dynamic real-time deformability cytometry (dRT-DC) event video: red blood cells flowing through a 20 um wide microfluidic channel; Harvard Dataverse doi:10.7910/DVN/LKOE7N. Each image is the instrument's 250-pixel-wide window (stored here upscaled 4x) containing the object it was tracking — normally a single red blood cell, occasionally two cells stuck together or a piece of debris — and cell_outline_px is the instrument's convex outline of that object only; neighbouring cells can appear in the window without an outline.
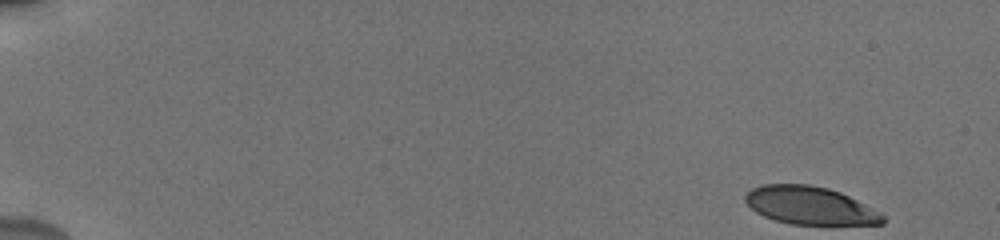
{"species": "human", "species_latin": "Homo sapiens", "temperature_condition": "cold", "stored_images_in_passage": 52, "camera_frame_rate_fps": 3000, "um_per_image_px": 0.085, "donor": {"sex": "male"}, "frame": {"image": 1, "passage_image": 1, "time_ms": 0.0, "image_size_px": [1000, 240], "cell_outline_px": [[884, 224], [792, 224], [776, 220], [764, 216], [756, 212], [744, 200], [744, 196], [752, 188], [764, 184], [808, 184], [828, 188], [840, 192], [880, 212], [884, 216]], "centroid_in_image_um": [68.83, 17.46], "position_along_channel_um": 16.2, "area_um2": 30.06}}
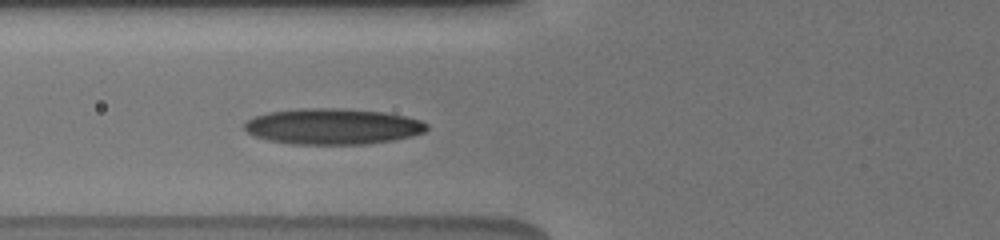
{"frame": {"image": 2, "passage_image": 20, "time_ms": 6.333, "image_size_px": [1000, 240], "cell_outline_px": [[428, 128], [424, 132], [412, 136], [392, 140], [364, 144], [292, 144], [268, 140], [252, 136], [244, 128], [244, 124], [248, 120], [256, 116], [268, 112], [300, 108], [340, 108], [384, 112], [404, 116], [420, 120], [428, 124]], "centroid_in_image_um": [28.27, 10.74], "position_along_channel_um": 97.5, "area_um2": 38.15}}
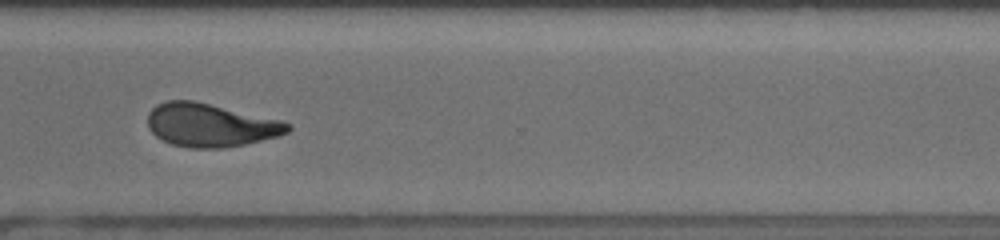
{"frame": {"image": 3, "passage_image": 40, "time_ms": 13.0, "image_size_px": [1000, 240], "cell_outline_px": [[292, 128], [288, 132], [280, 136], [244, 144], [224, 148], [188, 148], [172, 144], [156, 136], [148, 128], [148, 112], [156, 104], [168, 100], [192, 100], [280, 120], [292, 124]], "centroid_in_image_um": [17.88, 10.64], "position_along_channel_um": 352.7, "area_um2": 35.26}, "authors_computed_cell_mechanics": {"area_um2": 35.4314, "velocity_mm_per_s": 3.8334, "shape_relaxation_time_tau1_ms": 7.2037, "shape_relaxation_time_tau2_ms": 2.4481, "deformation_change_tau1": 0.2064, "deformation_change_tau2": 0.1035}}